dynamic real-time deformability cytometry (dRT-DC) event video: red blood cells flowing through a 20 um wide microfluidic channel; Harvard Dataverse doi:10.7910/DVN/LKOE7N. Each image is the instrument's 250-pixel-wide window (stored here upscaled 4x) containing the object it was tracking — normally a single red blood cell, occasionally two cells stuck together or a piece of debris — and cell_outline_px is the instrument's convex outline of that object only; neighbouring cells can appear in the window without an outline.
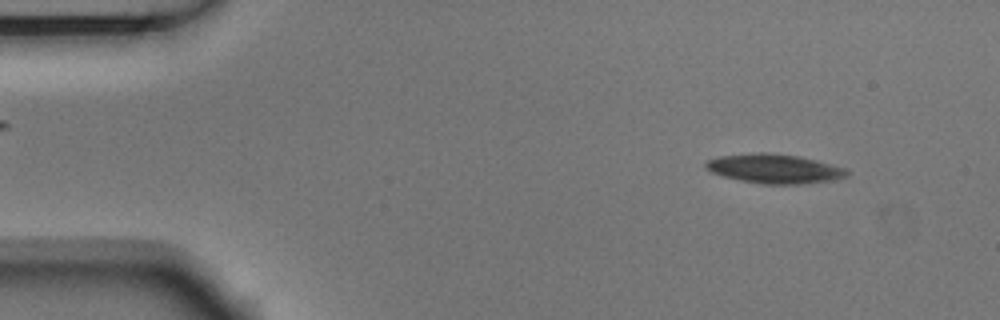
{"species": "Egyptian fruit bat (a non-hibernating species)", "species_latin": "Rousettus aegyptiacus", "temperature_condition": "room temperature", "stored_images_in_passage": 53, "camera_frame_rate_fps": 3000, "um_per_image_px": 0.085, "animal": {"sex": "male"}, "frame": {"image": 1, "passage_image": 5, "time_ms": 1.333, "image_size_px": [1000, 320], "cell_outline_px": [[848, 176], [828, 180], [800, 184], [764, 184], [740, 180], [724, 176], [712, 172], [704, 164], [708, 160], [720, 156], [760, 152], [768, 152], [800, 156], [816, 160], [844, 168], [848, 172]], "centroid_in_image_um": [65.82, 14.33], "position_along_channel_um": 19.2, "area_um2": 23.7}}
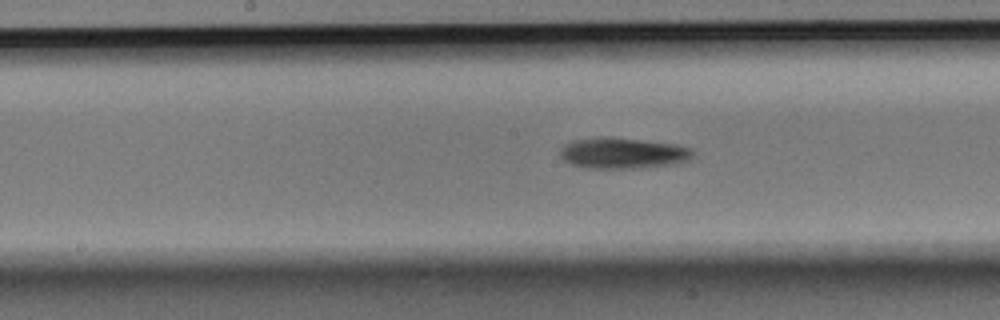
{"frame": {"image": 2, "passage_image": 26, "time_ms": 8.333, "image_size_px": [1000, 320], "cell_outline_px": [[696, 152], [688, 160], [676, 164], [640, 168], [588, 168], [572, 164], [564, 160], [560, 156], [560, 148], [564, 144], [572, 140], [640, 140], [676, 144], [692, 148]], "centroid_in_image_um": [53.02, 13.06], "position_along_channel_um": 195.2, "area_um2": 23.12}}
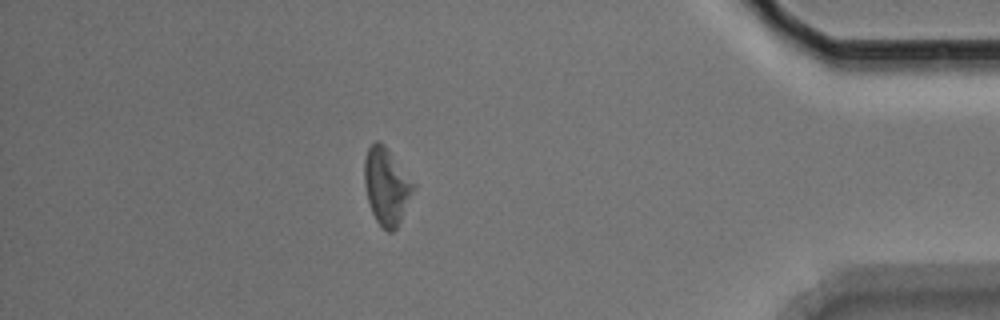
{"frame": {"image": 3, "passage_image": 46, "time_ms": 15.0, "image_size_px": [1000, 320], "cell_outline_px": [[416, 188], [396, 228], [392, 232], [388, 232], [376, 220], [372, 212], [368, 200], [364, 184], [364, 160], [368, 148], [376, 140], [384, 144], [416, 184]], "centroid_in_image_um": [32.86, 15.81], "position_along_channel_um": 402.3, "area_um2": 21.85}, "authors_computed_cell_mechanics": {"area_um2": 23.0622, "velocity_mm_per_s": 3.733, "shape_relaxation_time_tau1_ms": 2.7842, "shape_relaxation_time_tau2_ms": null, "deformation_change_tau1": 0.0878, "deformation_change_tau2": null}}